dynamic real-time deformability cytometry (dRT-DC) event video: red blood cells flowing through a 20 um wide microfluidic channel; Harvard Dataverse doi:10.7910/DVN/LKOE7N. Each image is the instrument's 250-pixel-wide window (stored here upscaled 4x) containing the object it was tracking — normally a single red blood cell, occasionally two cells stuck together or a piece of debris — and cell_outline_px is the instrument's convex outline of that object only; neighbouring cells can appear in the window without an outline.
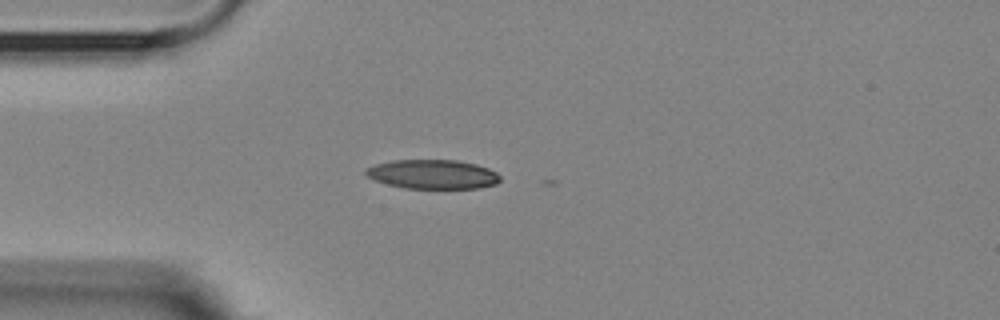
{"species": "Egyptian fruit bat (a non-hibernating species)", "species_latin": "Rousettus aegyptiacus", "temperature_condition": "room temperature", "stored_images_in_passage": 3, "camera_frame_rate_fps": 3000, "um_per_image_px": 0.085, "animal": {"sex": "female"}, "frame": {"image": 1, "passage_image": 1, "time_ms": 0.0, "image_size_px": [1000, 320], "cell_outline_px": [[500, 180], [496, 184], [480, 188], [404, 188], [388, 184], [376, 180], [368, 176], [364, 172], [364, 168], [376, 164], [392, 160], [456, 160], [476, 164], [488, 168], [496, 172], [500, 176]], "centroid_in_image_um": [36.78, 14.81], "position_along_channel_um": 48.2, "area_um2": 22.83}}